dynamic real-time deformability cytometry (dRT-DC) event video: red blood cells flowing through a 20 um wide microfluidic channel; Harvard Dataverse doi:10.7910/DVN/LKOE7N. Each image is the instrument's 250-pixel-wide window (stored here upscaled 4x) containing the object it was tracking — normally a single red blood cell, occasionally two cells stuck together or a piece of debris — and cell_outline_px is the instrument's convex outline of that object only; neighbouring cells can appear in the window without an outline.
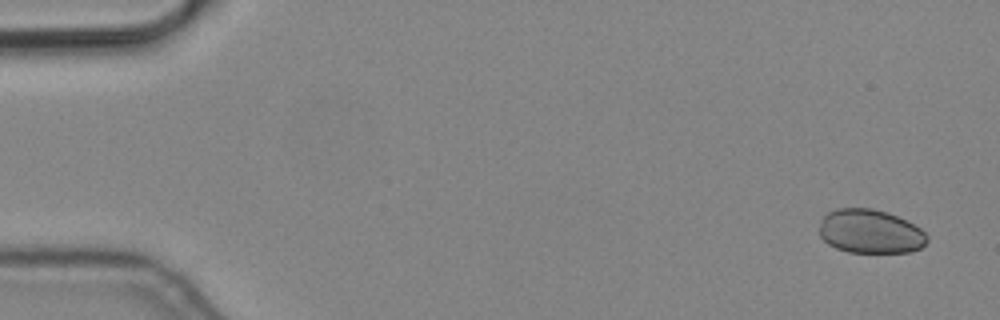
{"species": "common noctule bat (a hibernating species)", "species_latin": "Nyctalus noctula", "temperature_condition": "cold", "stored_images_in_passage": 4, "camera_frame_rate_fps": 3000, "um_per_image_px": 0.085, "animal": {"sex": "male", "body_mass_g": 19.2, "forearm_length_mm": 51.8}, "frame": {"image": 1, "passage_image": 1, "time_ms": 0.0, "image_size_px": [1000, 320], "cell_outline_px": [[928, 240], [920, 248], [908, 252], [848, 252], [836, 248], [828, 244], [820, 236], [820, 220], [828, 212], [836, 208], [872, 208], [888, 212], [920, 228], [928, 236]], "centroid_in_image_um": [73.95, 19.67], "position_along_channel_um": 11.1, "area_um2": 27.51}}